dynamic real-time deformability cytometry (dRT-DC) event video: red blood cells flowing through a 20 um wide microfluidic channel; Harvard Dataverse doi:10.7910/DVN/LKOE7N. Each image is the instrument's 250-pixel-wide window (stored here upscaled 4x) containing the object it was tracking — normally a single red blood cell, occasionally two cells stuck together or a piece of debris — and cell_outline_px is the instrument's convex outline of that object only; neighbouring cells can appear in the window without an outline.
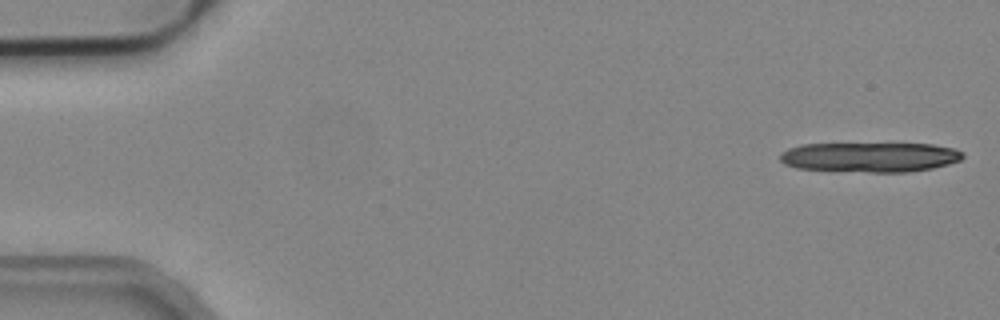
{"species": "common noctule bat (a hibernating species)", "species_latin": "Nyctalus noctula", "temperature_condition": "cold", "stored_images_in_passage": 12, "camera_frame_rate_fps": 3000, "um_per_image_px": 0.085, "animal": {"sex": "male", "body_mass_g": 19.2, "forearm_length_mm": 51.8}, "frame": {"image": 1, "passage_image": 1, "time_ms": 0.0, "image_size_px": [1000, 320], "cell_outline_px": [[964, 156], [960, 160], [948, 164], [932, 168], [908, 172], [868, 172], [796, 168], [784, 164], [780, 160], [780, 152], [788, 148], [800, 144], [932, 144], [956, 148], [964, 152]], "centroid_in_image_um": [73.95, 13.35], "position_along_channel_um": 11.0, "area_um2": 31.85}}